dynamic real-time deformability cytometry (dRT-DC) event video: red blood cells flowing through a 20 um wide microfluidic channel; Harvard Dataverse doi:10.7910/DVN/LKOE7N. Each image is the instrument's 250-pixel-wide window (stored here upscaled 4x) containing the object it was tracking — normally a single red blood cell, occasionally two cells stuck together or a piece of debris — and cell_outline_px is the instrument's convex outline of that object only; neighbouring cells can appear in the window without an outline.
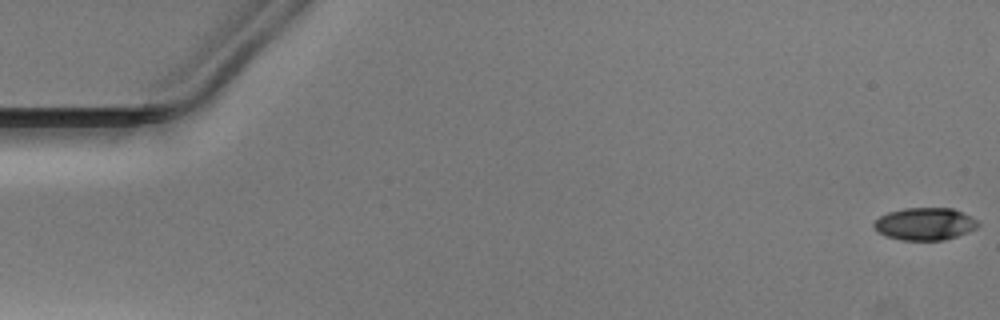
{"species": "Egyptian fruit bat (a non-hibernating species)", "species_latin": "Rousettus aegyptiacus", "temperature_condition": "warm", "stored_images_in_passage": 52, "camera_frame_rate_fps": 3000, "um_per_image_px": 0.085, "animal": {"sex": "male"}, "frame": {"image": 1, "passage_image": 1, "time_ms": 0.0, "image_size_px": [1000, 320], "cell_outline_px": [[980, 224], [976, 228], [968, 232], [944, 240], [904, 240], [888, 236], [880, 232], [872, 224], [880, 216], [888, 212], [904, 208], [952, 208], [972, 216]], "centroid_in_image_um": [78.65, 19.02], "position_along_channel_um": 6.4, "area_um2": 19.48}}
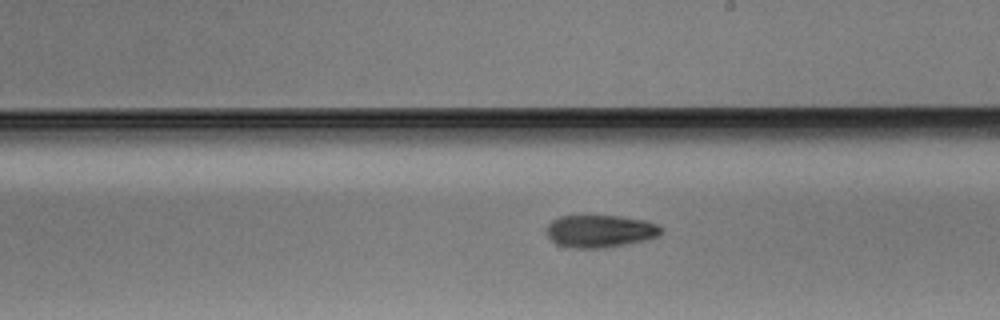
{"frame": {"image": 2, "passage_image": 30, "time_ms": 9.667, "image_size_px": [1000, 320], "cell_outline_px": [[660, 232], [656, 236], [648, 240], [600, 248], [572, 248], [560, 244], [552, 240], [548, 236], [548, 224], [552, 220], [560, 216], [620, 216], [648, 220], [656, 224], [660, 228]], "centroid_in_image_um": [51.02, 19.64], "position_along_channel_um": 238.0, "area_um2": 21.39}}
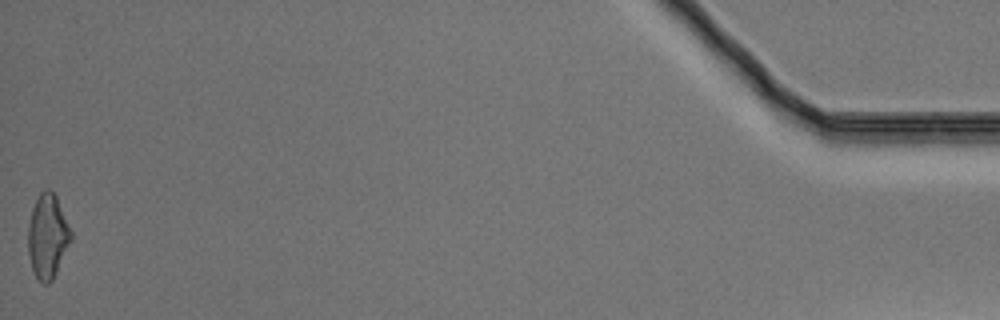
{"frame": {"image": 3, "passage_image": 52, "time_ms": 17.0, "image_size_px": [1000, 320], "cell_outline_px": [[72, 240], [52, 280], [48, 284], [44, 284], [36, 276], [32, 268], [28, 252], [28, 224], [32, 208], [40, 192], [44, 188], [48, 188], [56, 196], [72, 232]], "centroid_in_image_um": [4.05, 20.06], "position_along_channel_um": 431.2, "area_um2": 20.92}}